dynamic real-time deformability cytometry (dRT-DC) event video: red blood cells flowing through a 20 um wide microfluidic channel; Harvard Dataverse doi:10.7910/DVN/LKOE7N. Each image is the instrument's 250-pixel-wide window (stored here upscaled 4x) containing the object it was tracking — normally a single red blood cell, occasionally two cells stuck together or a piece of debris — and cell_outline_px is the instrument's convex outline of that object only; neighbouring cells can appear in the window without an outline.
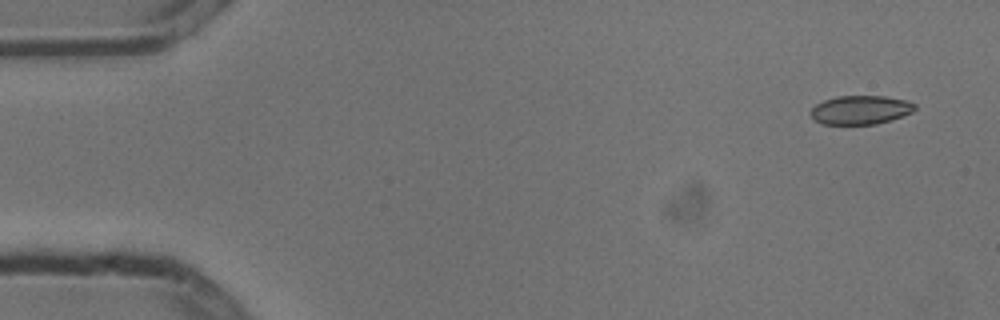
{"species": "common noctule bat (a hibernating species)", "species_latin": "Nyctalus noctula", "temperature_condition": "cold", "stored_images_in_passage": 3, "camera_frame_rate_fps": 3000, "um_per_image_px": 0.085, "animal": {"sex": "male", "body_mass_g": 13.3}, "frame": {"image": 1, "passage_image": 1, "time_ms": 0.0, "image_size_px": [1000, 320], "cell_outline_px": [[916, 108], [912, 112], [892, 120], [876, 124], [824, 124], [816, 120], [808, 112], [816, 104], [824, 100], [836, 96], [884, 96], [904, 100], [916, 104]], "centroid_in_image_um": [73.14, 9.34], "position_along_channel_um": 11.9, "area_um2": 17.46}}